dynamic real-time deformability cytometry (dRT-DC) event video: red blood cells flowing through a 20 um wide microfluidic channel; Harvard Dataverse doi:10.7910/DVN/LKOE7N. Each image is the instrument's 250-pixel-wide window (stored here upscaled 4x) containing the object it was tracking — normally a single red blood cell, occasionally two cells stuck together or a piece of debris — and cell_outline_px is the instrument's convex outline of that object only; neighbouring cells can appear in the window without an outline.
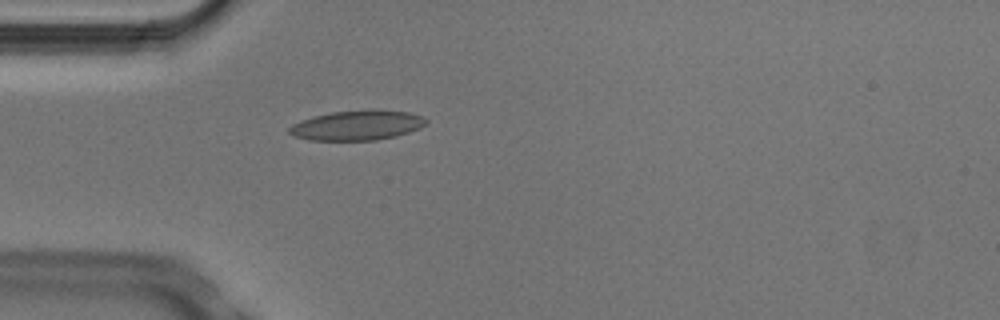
{"species": "Egyptian fruit bat (a non-hibernating species)", "species_latin": "Rousettus aegyptiacus", "temperature_condition": "cold", "stored_images_in_passage": 5, "camera_frame_rate_fps": 3000, "um_per_image_px": 0.085, "animal": {"sex": "male"}, "frame": {"image": 1, "passage_image": 5, "time_ms": 1.333, "image_size_px": [1000, 320], "cell_outline_px": [[428, 124], [420, 128], [396, 136], [376, 140], [308, 140], [292, 136], [288, 132], [288, 128], [292, 124], [300, 120], [312, 116], [332, 112], [408, 112], [420, 116], [428, 120]], "centroid_in_image_um": [30.28, 10.69], "position_along_channel_um": 54.7, "area_um2": 23.12}}